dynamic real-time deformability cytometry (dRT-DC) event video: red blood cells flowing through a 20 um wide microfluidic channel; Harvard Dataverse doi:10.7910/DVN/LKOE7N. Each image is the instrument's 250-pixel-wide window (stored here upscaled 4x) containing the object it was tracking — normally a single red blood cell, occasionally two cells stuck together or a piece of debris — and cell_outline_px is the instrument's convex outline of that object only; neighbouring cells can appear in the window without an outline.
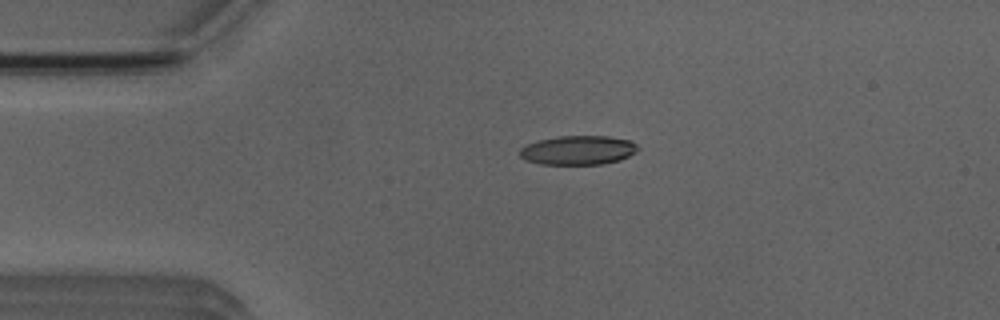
{"species": "Egyptian fruit bat (a non-hibernating species)", "species_latin": "Rousettus aegyptiacus", "temperature_condition": "room temperature", "stored_images_in_passage": 4, "camera_frame_rate_fps": 3000, "um_per_image_px": 0.085, "animal": {"sex": "male"}, "frame": {"image": 1, "passage_image": 3, "time_ms": 2.333, "image_size_px": [1000, 320], "cell_outline_px": [[640, 148], [636, 152], [620, 160], [604, 164], [540, 164], [528, 160], [520, 156], [520, 148], [528, 144], [540, 140], [556, 136], [608, 136], [628, 140], [636, 144]], "centroid_in_image_um": [49.17, 12.76], "position_along_channel_um": 35.8, "area_um2": 19.94}}